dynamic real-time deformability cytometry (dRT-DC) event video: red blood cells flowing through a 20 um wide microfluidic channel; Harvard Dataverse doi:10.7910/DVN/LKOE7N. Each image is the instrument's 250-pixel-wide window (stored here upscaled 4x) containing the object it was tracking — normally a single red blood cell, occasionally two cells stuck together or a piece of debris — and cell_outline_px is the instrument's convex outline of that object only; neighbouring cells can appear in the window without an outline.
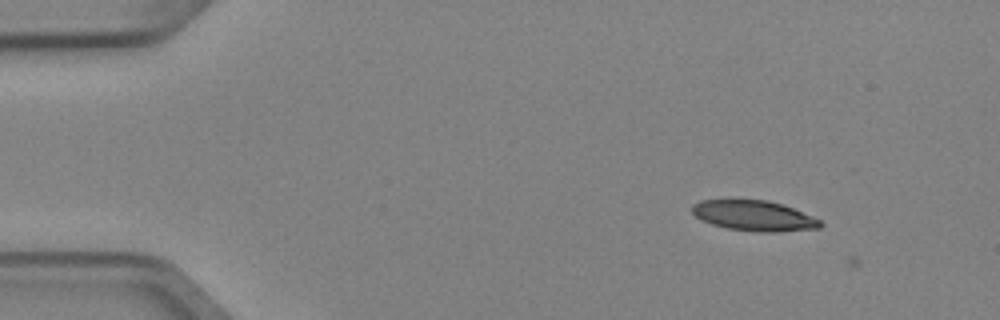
{"species": "Egyptian fruit bat (a non-hibernating species)", "species_latin": "Rousettus aegyptiacus", "temperature_condition": "cold", "stored_images_in_passage": 2, "camera_frame_rate_fps": 3000, "um_per_image_px": 0.085, "animal": {"sex": "female"}, "frame": {"image": 1, "passage_image": 1, "time_ms": 0.0, "image_size_px": [1000, 320], "cell_outline_px": [[824, 224], [820, 228], [772, 232], [760, 232], [724, 228], [700, 220], [692, 212], [692, 204], [700, 200], [768, 200], [792, 208], [812, 216], [820, 220]], "centroid_in_image_um": [64.06, 18.34], "position_along_channel_um": 20.9, "area_um2": 22.6}}